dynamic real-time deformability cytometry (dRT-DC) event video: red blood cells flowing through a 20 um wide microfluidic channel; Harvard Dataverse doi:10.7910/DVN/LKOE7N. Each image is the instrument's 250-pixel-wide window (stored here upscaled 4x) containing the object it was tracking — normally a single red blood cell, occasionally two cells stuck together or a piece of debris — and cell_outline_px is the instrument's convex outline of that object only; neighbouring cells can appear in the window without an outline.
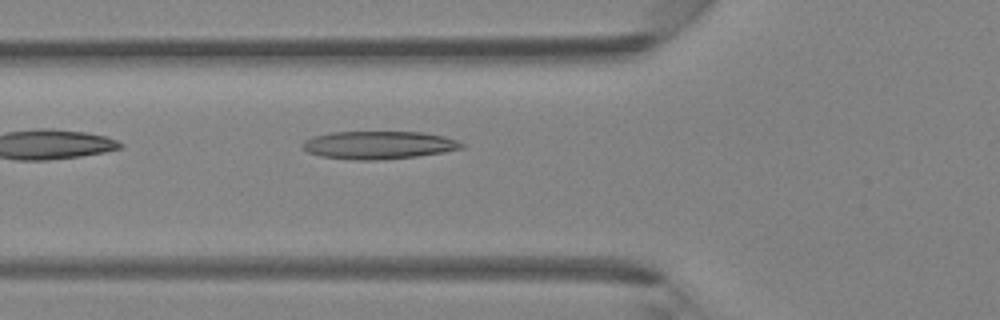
{"species": "Egyptian fruit bat (a non-hibernating species)", "species_latin": "Rousettus aegyptiacus", "temperature_condition": "room temperature", "stored_images_in_passage": 7, "camera_frame_rate_fps": 3000, "um_per_image_px": 0.085, "animal": {"sex": "female"}, "frame": {"image": 1, "passage_image": 7, "time_ms": 2.0, "image_size_px": [1000, 320], "cell_outline_px": [[464, 148], [444, 152], [416, 156], [380, 160], [356, 160], [320, 156], [308, 152], [300, 144], [304, 140], [312, 136], [332, 132], [424, 132], [444, 136], [456, 140], [464, 144]], "centroid_in_image_um": [32.17, 12.33], "position_along_channel_um": 93.6, "area_um2": 25.95}}